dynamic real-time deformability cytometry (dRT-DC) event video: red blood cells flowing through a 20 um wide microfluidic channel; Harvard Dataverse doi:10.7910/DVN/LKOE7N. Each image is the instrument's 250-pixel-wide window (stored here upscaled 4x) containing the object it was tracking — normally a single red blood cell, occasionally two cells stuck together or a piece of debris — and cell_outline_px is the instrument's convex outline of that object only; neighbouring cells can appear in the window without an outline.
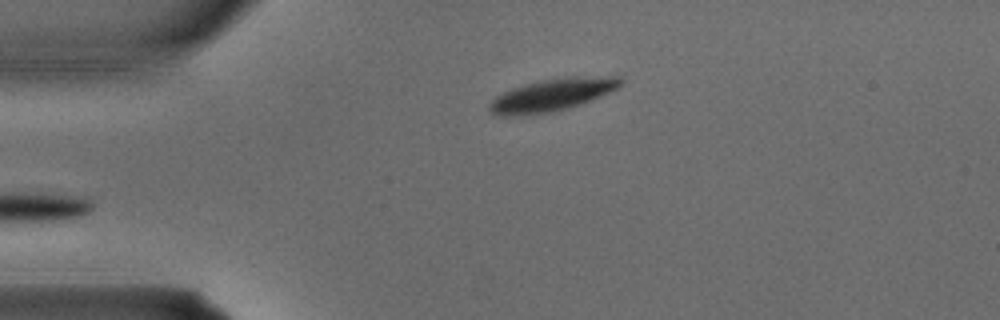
{"species": "common noctule bat (a hibernating species)", "species_latin": "Nyctalus noctula", "temperature_condition": "warm", "stored_images_in_passage": 2, "camera_frame_rate_fps": 3000, "um_per_image_px": 0.085, "animal": {"sex": "male", "body_mass_g": 15.6}, "frame": {"image": 1, "passage_image": 2, "time_ms": 0.333, "image_size_px": [1000, 320], "cell_outline_px": [[624, 84], [600, 96], [580, 104], [568, 108], [548, 112], [508, 116], [496, 116], [488, 108], [488, 104], [496, 96], [512, 88], [524, 84], [544, 80], [568, 76], [620, 76], [624, 80]], "centroid_in_image_um": [46.95, 8.05], "position_along_channel_um": 38.1, "area_um2": 24.57}}